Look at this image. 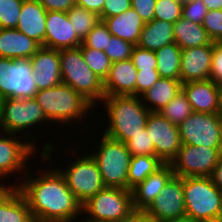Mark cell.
I'll return each mask as SVG.
<instances>
[{"mask_svg": "<svg viewBox=\"0 0 222 222\" xmlns=\"http://www.w3.org/2000/svg\"><path fill=\"white\" fill-rule=\"evenodd\" d=\"M181 90L182 82L180 80L160 77L151 88L140 95V98L150 112H159Z\"/></svg>", "mask_w": 222, "mask_h": 222, "instance_id": "25", "label": "cell"}, {"mask_svg": "<svg viewBox=\"0 0 222 222\" xmlns=\"http://www.w3.org/2000/svg\"><path fill=\"white\" fill-rule=\"evenodd\" d=\"M41 46L33 39L14 29L0 28V57L30 59Z\"/></svg>", "mask_w": 222, "mask_h": 222, "instance_id": "23", "label": "cell"}, {"mask_svg": "<svg viewBox=\"0 0 222 222\" xmlns=\"http://www.w3.org/2000/svg\"><path fill=\"white\" fill-rule=\"evenodd\" d=\"M0 135V177L3 179L20 171L27 173L26 162L37 152L36 148L27 140L20 141L21 137L11 133ZM28 160V161H27ZM25 169V170H24Z\"/></svg>", "mask_w": 222, "mask_h": 222, "instance_id": "15", "label": "cell"}, {"mask_svg": "<svg viewBox=\"0 0 222 222\" xmlns=\"http://www.w3.org/2000/svg\"><path fill=\"white\" fill-rule=\"evenodd\" d=\"M178 130L183 145L222 148V117L218 113L193 111Z\"/></svg>", "mask_w": 222, "mask_h": 222, "instance_id": "11", "label": "cell"}, {"mask_svg": "<svg viewBox=\"0 0 222 222\" xmlns=\"http://www.w3.org/2000/svg\"><path fill=\"white\" fill-rule=\"evenodd\" d=\"M133 209L131 190L105 187L82 204V216H87L81 220L84 222H119Z\"/></svg>", "mask_w": 222, "mask_h": 222, "instance_id": "8", "label": "cell"}, {"mask_svg": "<svg viewBox=\"0 0 222 222\" xmlns=\"http://www.w3.org/2000/svg\"><path fill=\"white\" fill-rule=\"evenodd\" d=\"M182 7L176 0H157L154 19L174 24L182 17Z\"/></svg>", "mask_w": 222, "mask_h": 222, "instance_id": "36", "label": "cell"}, {"mask_svg": "<svg viewBox=\"0 0 222 222\" xmlns=\"http://www.w3.org/2000/svg\"><path fill=\"white\" fill-rule=\"evenodd\" d=\"M47 11L68 12L75 4L76 0H36Z\"/></svg>", "mask_w": 222, "mask_h": 222, "instance_id": "46", "label": "cell"}, {"mask_svg": "<svg viewBox=\"0 0 222 222\" xmlns=\"http://www.w3.org/2000/svg\"><path fill=\"white\" fill-rule=\"evenodd\" d=\"M91 153L96 160L105 187L128 190V171L132 155L125 143L103 134Z\"/></svg>", "mask_w": 222, "mask_h": 222, "instance_id": "5", "label": "cell"}, {"mask_svg": "<svg viewBox=\"0 0 222 222\" xmlns=\"http://www.w3.org/2000/svg\"><path fill=\"white\" fill-rule=\"evenodd\" d=\"M131 8V0H105L100 21L104 18L119 15Z\"/></svg>", "mask_w": 222, "mask_h": 222, "instance_id": "43", "label": "cell"}, {"mask_svg": "<svg viewBox=\"0 0 222 222\" xmlns=\"http://www.w3.org/2000/svg\"><path fill=\"white\" fill-rule=\"evenodd\" d=\"M80 156H76L79 158L70 161L65 169H57L64 176L68 188L76 199L84 204L89 198L103 190L105 186L96 160L91 154Z\"/></svg>", "mask_w": 222, "mask_h": 222, "instance_id": "9", "label": "cell"}, {"mask_svg": "<svg viewBox=\"0 0 222 222\" xmlns=\"http://www.w3.org/2000/svg\"><path fill=\"white\" fill-rule=\"evenodd\" d=\"M192 111L200 113H219L220 86L213 80L190 81L182 84Z\"/></svg>", "mask_w": 222, "mask_h": 222, "instance_id": "19", "label": "cell"}, {"mask_svg": "<svg viewBox=\"0 0 222 222\" xmlns=\"http://www.w3.org/2000/svg\"><path fill=\"white\" fill-rule=\"evenodd\" d=\"M0 179H2L3 180V178L2 177H0ZM2 180H0L1 182H0V198L2 197V196H4L13 186H16V185H5V184H2Z\"/></svg>", "mask_w": 222, "mask_h": 222, "instance_id": "52", "label": "cell"}, {"mask_svg": "<svg viewBox=\"0 0 222 222\" xmlns=\"http://www.w3.org/2000/svg\"><path fill=\"white\" fill-rule=\"evenodd\" d=\"M218 114L222 117V86H220V100H219V113Z\"/></svg>", "mask_w": 222, "mask_h": 222, "instance_id": "53", "label": "cell"}, {"mask_svg": "<svg viewBox=\"0 0 222 222\" xmlns=\"http://www.w3.org/2000/svg\"><path fill=\"white\" fill-rule=\"evenodd\" d=\"M160 79L157 69L138 70L136 76V96H140Z\"/></svg>", "mask_w": 222, "mask_h": 222, "instance_id": "42", "label": "cell"}, {"mask_svg": "<svg viewBox=\"0 0 222 222\" xmlns=\"http://www.w3.org/2000/svg\"><path fill=\"white\" fill-rule=\"evenodd\" d=\"M105 0H76V5L101 15Z\"/></svg>", "mask_w": 222, "mask_h": 222, "instance_id": "48", "label": "cell"}, {"mask_svg": "<svg viewBox=\"0 0 222 222\" xmlns=\"http://www.w3.org/2000/svg\"><path fill=\"white\" fill-rule=\"evenodd\" d=\"M171 43H175L174 24L153 19L151 22L145 23L137 46L155 52Z\"/></svg>", "mask_w": 222, "mask_h": 222, "instance_id": "26", "label": "cell"}, {"mask_svg": "<svg viewBox=\"0 0 222 222\" xmlns=\"http://www.w3.org/2000/svg\"><path fill=\"white\" fill-rule=\"evenodd\" d=\"M209 79L222 86V46L213 42L212 64Z\"/></svg>", "mask_w": 222, "mask_h": 222, "instance_id": "44", "label": "cell"}, {"mask_svg": "<svg viewBox=\"0 0 222 222\" xmlns=\"http://www.w3.org/2000/svg\"><path fill=\"white\" fill-rule=\"evenodd\" d=\"M30 64L38 91L62 83L59 50L41 46L30 58Z\"/></svg>", "mask_w": 222, "mask_h": 222, "instance_id": "17", "label": "cell"}, {"mask_svg": "<svg viewBox=\"0 0 222 222\" xmlns=\"http://www.w3.org/2000/svg\"><path fill=\"white\" fill-rule=\"evenodd\" d=\"M163 165L164 163L157 156H132L128 171V190H132L139 183H142Z\"/></svg>", "mask_w": 222, "mask_h": 222, "instance_id": "30", "label": "cell"}, {"mask_svg": "<svg viewBox=\"0 0 222 222\" xmlns=\"http://www.w3.org/2000/svg\"><path fill=\"white\" fill-rule=\"evenodd\" d=\"M218 222H222V196H221V201H220V211L218 214Z\"/></svg>", "mask_w": 222, "mask_h": 222, "instance_id": "54", "label": "cell"}, {"mask_svg": "<svg viewBox=\"0 0 222 222\" xmlns=\"http://www.w3.org/2000/svg\"><path fill=\"white\" fill-rule=\"evenodd\" d=\"M0 222H35L26 199L16 186L0 198Z\"/></svg>", "mask_w": 222, "mask_h": 222, "instance_id": "27", "label": "cell"}, {"mask_svg": "<svg viewBox=\"0 0 222 222\" xmlns=\"http://www.w3.org/2000/svg\"><path fill=\"white\" fill-rule=\"evenodd\" d=\"M213 41L209 45L182 49L180 81H205L209 79L212 64Z\"/></svg>", "mask_w": 222, "mask_h": 222, "instance_id": "18", "label": "cell"}, {"mask_svg": "<svg viewBox=\"0 0 222 222\" xmlns=\"http://www.w3.org/2000/svg\"><path fill=\"white\" fill-rule=\"evenodd\" d=\"M202 25L209 38L218 42L222 38V10H208Z\"/></svg>", "mask_w": 222, "mask_h": 222, "instance_id": "39", "label": "cell"}, {"mask_svg": "<svg viewBox=\"0 0 222 222\" xmlns=\"http://www.w3.org/2000/svg\"><path fill=\"white\" fill-rule=\"evenodd\" d=\"M24 0H0V28L14 29Z\"/></svg>", "mask_w": 222, "mask_h": 222, "instance_id": "34", "label": "cell"}, {"mask_svg": "<svg viewBox=\"0 0 222 222\" xmlns=\"http://www.w3.org/2000/svg\"><path fill=\"white\" fill-rule=\"evenodd\" d=\"M157 0H131V8L141 17L144 23L154 19V10Z\"/></svg>", "mask_w": 222, "mask_h": 222, "instance_id": "45", "label": "cell"}, {"mask_svg": "<svg viewBox=\"0 0 222 222\" xmlns=\"http://www.w3.org/2000/svg\"><path fill=\"white\" fill-rule=\"evenodd\" d=\"M174 38L181 49L209 45L212 42L202 24L183 17L174 23Z\"/></svg>", "mask_w": 222, "mask_h": 222, "instance_id": "28", "label": "cell"}, {"mask_svg": "<svg viewBox=\"0 0 222 222\" xmlns=\"http://www.w3.org/2000/svg\"><path fill=\"white\" fill-rule=\"evenodd\" d=\"M176 1L183 5V4H186L190 0H176Z\"/></svg>", "mask_w": 222, "mask_h": 222, "instance_id": "55", "label": "cell"}, {"mask_svg": "<svg viewBox=\"0 0 222 222\" xmlns=\"http://www.w3.org/2000/svg\"><path fill=\"white\" fill-rule=\"evenodd\" d=\"M125 145L132 156H155L154 143L146 128L141 130L140 133L133 135L128 141L125 142Z\"/></svg>", "mask_w": 222, "mask_h": 222, "instance_id": "35", "label": "cell"}, {"mask_svg": "<svg viewBox=\"0 0 222 222\" xmlns=\"http://www.w3.org/2000/svg\"><path fill=\"white\" fill-rule=\"evenodd\" d=\"M48 121L42 107L34 97L25 99L4 98L0 100V131L17 134L18 136L23 131V133L25 132L23 134L25 136L24 140L27 139L36 149V144L31 141L34 135L31 130L30 132L28 130L36 125L40 126L43 122L49 124Z\"/></svg>", "mask_w": 222, "mask_h": 222, "instance_id": "6", "label": "cell"}, {"mask_svg": "<svg viewBox=\"0 0 222 222\" xmlns=\"http://www.w3.org/2000/svg\"><path fill=\"white\" fill-rule=\"evenodd\" d=\"M30 59L0 57V100L33 98L38 91Z\"/></svg>", "mask_w": 222, "mask_h": 222, "instance_id": "10", "label": "cell"}, {"mask_svg": "<svg viewBox=\"0 0 222 222\" xmlns=\"http://www.w3.org/2000/svg\"><path fill=\"white\" fill-rule=\"evenodd\" d=\"M137 69L131 59L112 63L103 81L105 96L135 95Z\"/></svg>", "mask_w": 222, "mask_h": 222, "instance_id": "20", "label": "cell"}, {"mask_svg": "<svg viewBox=\"0 0 222 222\" xmlns=\"http://www.w3.org/2000/svg\"><path fill=\"white\" fill-rule=\"evenodd\" d=\"M119 222H155L146 212V210L133 209Z\"/></svg>", "mask_w": 222, "mask_h": 222, "instance_id": "47", "label": "cell"}, {"mask_svg": "<svg viewBox=\"0 0 222 222\" xmlns=\"http://www.w3.org/2000/svg\"><path fill=\"white\" fill-rule=\"evenodd\" d=\"M217 43L222 46V38Z\"/></svg>", "mask_w": 222, "mask_h": 222, "instance_id": "56", "label": "cell"}, {"mask_svg": "<svg viewBox=\"0 0 222 222\" xmlns=\"http://www.w3.org/2000/svg\"><path fill=\"white\" fill-rule=\"evenodd\" d=\"M182 49L171 43L155 51L157 58V71L160 77L180 80V59Z\"/></svg>", "mask_w": 222, "mask_h": 222, "instance_id": "29", "label": "cell"}, {"mask_svg": "<svg viewBox=\"0 0 222 222\" xmlns=\"http://www.w3.org/2000/svg\"><path fill=\"white\" fill-rule=\"evenodd\" d=\"M208 9L202 0H190L182 7V17L193 23L202 24Z\"/></svg>", "mask_w": 222, "mask_h": 222, "instance_id": "41", "label": "cell"}, {"mask_svg": "<svg viewBox=\"0 0 222 222\" xmlns=\"http://www.w3.org/2000/svg\"><path fill=\"white\" fill-rule=\"evenodd\" d=\"M131 61L137 70H151L157 67V58L154 51L135 46Z\"/></svg>", "mask_w": 222, "mask_h": 222, "instance_id": "40", "label": "cell"}, {"mask_svg": "<svg viewBox=\"0 0 222 222\" xmlns=\"http://www.w3.org/2000/svg\"><path fill=\"white\" fill-rule=\"evenodd\" d=\"M146 212L155 222H168L186 215L183 177L173 176Z\"/></svg>", "mask_w": 222, "mask_h": 222, "instance_id": "14", "label": "cell"}, {"mask_svg": "<svg viewBox=\"0 0 222 222\" xmlns=\"http://www.w3.org/2000/svg\"><path fill=\"white\" fill-rule=\"evenodd\" d=\"M47 10L36 0H24L16 29L44 47Z\"/></svg>", "mask_w": 222, "mask_h": 222, "instance_id": "21", "label": "cell"}, {"mask_svg": "<svg viewBox=\"0 0 222 222\" xmlns=\"http://www.w3.org/2000/svg\"><path fill=\"white\" fill-rule=\"evenodd\" d=\"M67 15L77 36L81 40L100 22L99 15L76 4L67 12Z\"/></svg>", "mask_w": 222, "mask_h": 222, "instance_id": "31", "label": "cell"}, {"mask_svg": "<svg viewBox=\"0 0 222 222\" xmlns=\"http://www.w3.org/2000/svg\"><path fill=\"white\" fill-rule=\"evenodd\" d=\"M111 36L112 35L108 31L107 26L103 23V21H100L82 40V45L84 47L104 51L105 48H107L108 39H110Z\"/></svg>", "mask_w": 222, "mask_h": 222, "instance_id": "38", "label": "cell"}, {"mask_svg": "<svg viewBox=\"0 0 222 222\" xmlns=\"http://www.w3.org/2000/svg\"><path fill=\"white\" fill-rule=\"evenodd\" d=\"M134 47L135 45L112 35L108 39L107 48H105L104 52L114 63L130 59Z\"/></svg>", "mask_w": 222, "mask_h": 222, "instance_id": "37", "label": "cell"}, {"mask_svg": "<svg viewBox=\"0 0 222 222\" xmlns=\"http://www.w3.org/2000/svg\"><path fill=\"white\" fill-rule=\"evenodd\" d=\"M186 215L202 222H218L222 192L210 177H183Z\"/></svg>", "mask_w": 222, "mask_h": 222, "instance_id": "7", "label": "cell"}, {"mask_svg": "<svg viewBox=\"0 0 222 222\" xmlns=\"http://www.w3.org/2000/svg\"><path fill=\"white\" fill-rule=\"evenodd\" d=\"M100 104L105 105V112L108 115V123L104 127L103 135L125 143L145 128L150 111L143 104L140 96H104Z\"/></svg>", "mask_w": 222, "mask_h": 222, "instance_id": "2", "label": "cell"}, {"mask_svg": "<svg viewBox=\"0 0 222 222\" xmlns=\"http://www.w3.org/2000/svg\"><path fill=\"white\" fill-rule=\"evenodd\" d=\"M192 112L191 105L182 90L159 111L176 126L182 123Z\"/></svg>", "mask_w": 222, "mask_h": 222, "instance_id": "32", "label": "cell"}, {"mask_svg": "<svg viewBox=\"0 0 222 222\" xmlns=\"http://www.w3.org/2000/svg\"><path fill=\"white\" fill-rule=\"evenodd\" d=\"M34 98L51 124H65L63 126L76 121L81 122L93 108H97L72 87L63 83L37 91Z\"/></svg>", "mask_w": 222, "mask_h": 222, "instance_id": "3", "label": "cell"}, {"mask_svg": "<svg viewBox=\"0 0 222 222\" xmlns=\"http://www.w3.org/2000/svg\"><path fill=\"white\" fill-rule=\"evenodd\" d=\"M168 222H202L200 220H197L191 216H188V215H183L181 217H178L176 219H173L171 221H168Z\"/></svg>", "mask_w": 222, "mask_h": 222, "instance_id": "51", "label": "cell"}, {"mask_svg": "<svg viewBox=\"0 0 222 222\" xmlns=\"http://www.w3.org/2000/svg\"><path fill=\"white\" fill-rule=\"evenodd\" d=\"M173 176L171 165L164 164L134 187L131 190L134 209L146 210Z\"/></svg>", "mask_w": 222, "mask_h": 222, "instance_id": "22", "label": "cell"}, {"mask_svg": "<svg viewBox=\"0 0 222 222\" xmlns=\"http://www.w3.org/2000/svg\"><path fill=\"white\" fill-rule=\"evenodd\" d=\"M82 40L77 36L67 12L47 11L44 47L55 50L77 48Z\"/></svg>", "mask_w": 222, "mask_h": 222, "instance_id": "16", "label": "cell"}, {"mask_svg": "<svg viewBox=\"0 0 222 222\" xmlns=\"http://www.w3.org/2000/svg\"><path fill=\"white\" fill-rule=\"evenodd\" d=\"M59 57L62 83L72 87L93 106L99 105L105 96L103 81L86 64L81 49L59 50Z\"/></svg>", "mask_w": 222, "mask_h": 222, "instance_id": "4", "label": "cell"}, {"mask_svg": "<svg viewBox=\"0 0 222 222\" xmlns=\"http://www.w3.org/2000/svg\"><path fill=\"white\" fill-rule=\"evenodd\" d=\"M145 128L153 140L155 156L164 164H170L182 146L178 126L159 112H150Z\"/></svg>", "mask_w": 222, "mask_h": 222, "instance_id": "13", "label": "cell"}, {"mask_svg": "<svg viewBox=\"0 0 222 222\" xmlns=\"http://www.w3.org/2000/svg\"><path fill=\"white\" fill-rule=\"evenodd\" d=\"M208 10H222V0H202Z\"/></svg>", "mask_w": 222, "mask_h": 222, "instance_id": "50", "label": "cell"}, {"mask_svg": "<svg viewBox=\"0 0 222 222\" xmlns=\"http://www.w3.org/2000/svg\"><path fill=\"white\" fill-rule=\"evenodd\" d=\"M28 171L16 187L26 199L35 222H76L83 218L82 204L57 167L42 170L41 174L37 171L38 176Z\"/></svg>", "mask_w": 222, "mask_h": 222, "instance_id": "1", "label": "cell"}, {"mask_svg": "<svg viewBox=\"0 0 222 222\" xmlns=\"http://www.w3.org/2000/svg\"><path fill=\"white\" fill-rule=\"evenodd\" d=\"M221 157L222 148L182 144L170 165L177 177H210Z\"/></svg>", "mask_w": 222, "mask_h": 222, "instance_id": "12", "label": "cell"}, {"mask_svg": "<svg viewBox=\"0 0 222 222\" xmlns=\"http://www.w3.org/2000/svg\"><path fill=\"white\" fill-rule=\"evenodd\" d=\"M79 48L82 51L86 64L98 77H100V79H102V81H104L112 65V61L109 57L102 50L84 47L82 44Z\"/></svg>", "mask_w": 222, "mask_h": 222, "instance_id": "33", "label": "cell"}, {"mask_svg": "<svg viewBox=\"0 0 222 222\" xmlns=\"http://www.w3.org/2000/svg\"><path fill=\"white\" fill-rule=\"evenodd\" d=\"M102 21L111 35L135 46L145 25L138 13L132 8L119 15L104 18Z\"/></svg>", "mask_w": 222, "mask_h": 222, "instance_id": "24", "label": "cell"}, {"mask_svg": "<svg viewBox=\"0 0 222 222\" xmlns=\"http://www.w3.org/2000/svg\"><path fill=\"white\" fill-rule=\"evenodd\" d=\"M213 184L222 192V157L210 176Z\"/></svg>", "mask_w": 222, "mask_h": 222, "instance_id": "49", "label": "cell"}]
</instances>
